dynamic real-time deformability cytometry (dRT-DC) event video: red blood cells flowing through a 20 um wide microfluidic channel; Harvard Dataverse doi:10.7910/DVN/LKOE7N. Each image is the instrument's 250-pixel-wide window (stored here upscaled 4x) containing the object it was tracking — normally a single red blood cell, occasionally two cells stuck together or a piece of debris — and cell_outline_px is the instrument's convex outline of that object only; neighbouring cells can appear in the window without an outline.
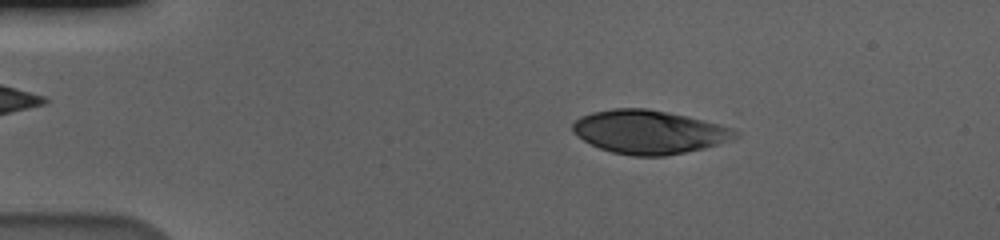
{"species": "human", "species_latin": "Homo sapiens", "temperature_condition": "cold", "stored_images_in_passage": 57, "camera_frame_rate_fps": 3000, "um_per_image_px": 0.085, "donor": {"sex": "male"}, "frame": {"image": 1, "passage_image": 10, "time_ms": 3.0, "image_size_px": [1000, 240], "cell_outline_px": [[740, 136], [732, 140], [704, 148], [664, 156], [632, 156], [612, 152], [600, 148], [576, 136], [572, 132], [572, 124], [580, 116], [592, 112], [612, 108], [648, 108], [688, 116], [720, 124], [732, 128], [740, 132]], "centroid_in_image_um": [55.18, 11.21], "position_along_channel_um": 29.8, "area_um2": 41.5}}
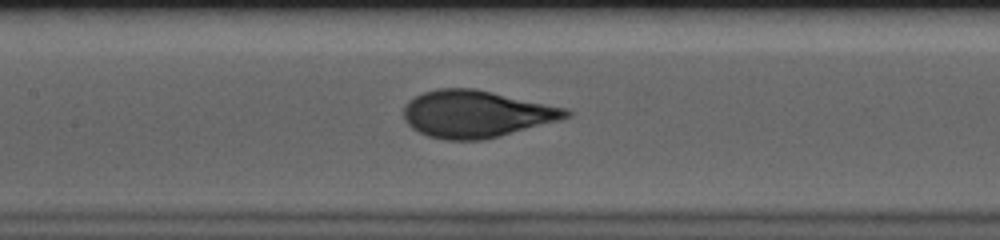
{"frame": {"image": 2, "passage_image": 27, "time_ms": 8.667, "image_size_px": [1000, 240], "cell_outline_px": [[572, 112], [568, 116], [556, 120], [500, 136], [480, 140], [444, 140], [428, 136], [412, 128], [404, 120], [404, 108], [408, 100], [424, 92], [440, 88], [472, 88], [492, 92], [568, 108]], "centroid_in_image_um": [40.43, 9.68], "position_along_channel_um": 167.0, "area_um2": 44.1}}
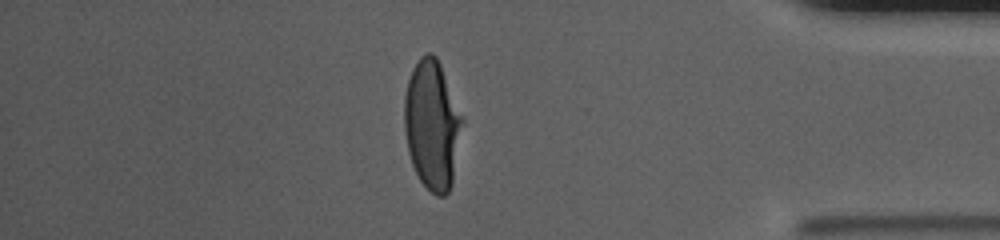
{"frame": {"image": 3, "passage_image": 49, "time_ms": 16.0, "image_size_px": [1000, 240], "cell_outline_px": [[464, 120], [452, 184], [448, 192], [444, 196], [436, 196], [420, 180], [412, 164], [408, 152], [404, 132], [404, 96], [408, 80], [412, 68], [420, 56], [424, 52], [432, 52], [436, 56], [440, 64]], "centroid_in_image_um": [36.72, 10.59], "position_along_channel_um": 398.5, "area_um2": 43.81}, "authors_computed_cell_mechanics": {"area_um2": 43.4656, "velocity_mm_per_s": 3.5836, "shape_relaxation_time_tau1_ms": 3.8711, "shape_relaxation_time_tau2_ms": null, "deformation_change_tau1": 0.1976, "deformation_change_tau2": null}}